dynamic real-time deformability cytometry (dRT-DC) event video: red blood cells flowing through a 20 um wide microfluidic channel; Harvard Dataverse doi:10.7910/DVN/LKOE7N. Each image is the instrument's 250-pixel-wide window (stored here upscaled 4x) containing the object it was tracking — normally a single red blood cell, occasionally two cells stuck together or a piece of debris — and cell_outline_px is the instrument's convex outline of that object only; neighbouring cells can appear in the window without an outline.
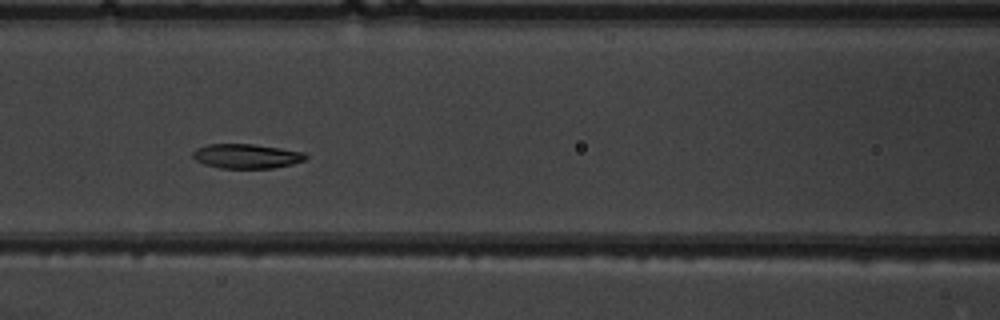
{"species": "common noctule bat (a hibernating species)", "species_latin": "Nyctalus noctula", "temperature_condition": "warm", "stored_images_in_passage": 7, "camera_frame_rate_fps": 3000, "um_per_image_px": 0.085, "animal": {"sex": "male", "body_mass_g": 19.5, "forearm_length_mm": 54.6}, "frame": {"image": 1, "passage_image": 5, "time_ms": 4.333, "image_size_px": [1000, 320], "cell_outline_px": [[308, 156], [304, 160], [292, 164], [272, 168], [220, 168], [204, 164], [196, 160], [192, 156], [192, 152], [196, 148], [208, 144], [252, 144], [280, 148], [304, 152]], "centroid_in_image_um": [20.93, 13.27], "position_along_channel_um": 145.7, "area_um2": 16.07}}
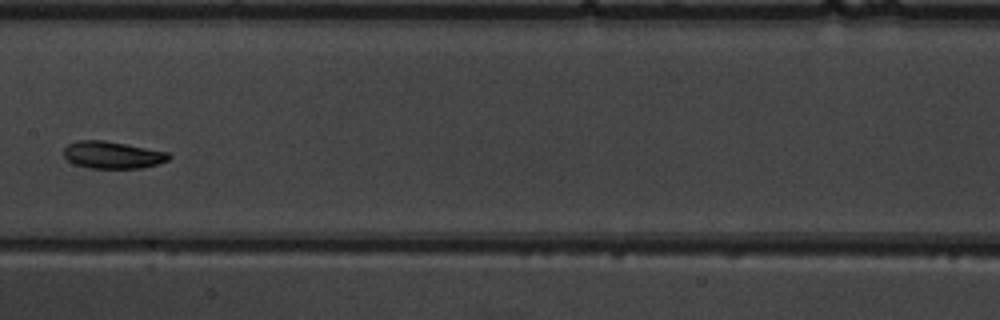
{"frame": {"image": 2, "passage_image": 6, "time_ms": 5.667, "image_size_px": [1000, 320], "cell_outline_px": [[172, 156], [168, 160], [156, 164], [140, 168], [88, 168], [76, 164], [68, 160], [64, 156], [64, 148], [68, 144], [76, 140], [104, 140], [168, 152]], "centroid_in_image_um": [9.55, 13.16], "position_along_channel_um": 197.9, "area_um2": 16.53}}
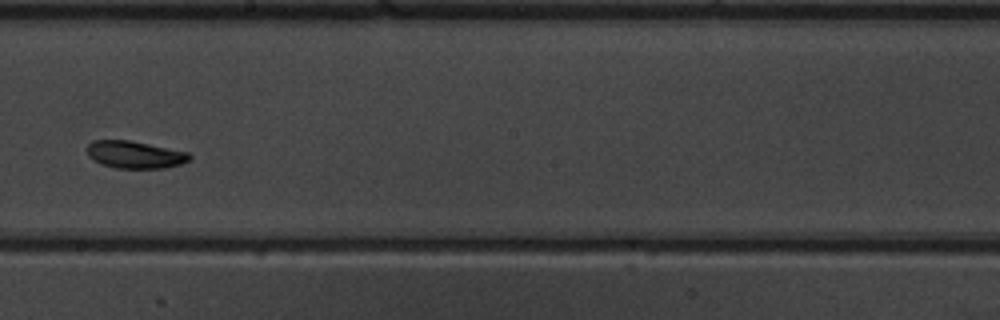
{"frame": {"image": 3, "passage_image": 7, "time_ms": 6.667, "image_size_px": [1000, 320], "cell_outline_px": [[192, 156], [188, 160], [180, 164], [168, 168], [116, 168], [100, 164], [92, 160], [88, 156], [88, 144], [92, 140], [128, 140], [188, 152]], "centroid_in_image_um": [11.44, 13.15], "position_along_channel_um": 236.8, "area_um2": 16.3}}